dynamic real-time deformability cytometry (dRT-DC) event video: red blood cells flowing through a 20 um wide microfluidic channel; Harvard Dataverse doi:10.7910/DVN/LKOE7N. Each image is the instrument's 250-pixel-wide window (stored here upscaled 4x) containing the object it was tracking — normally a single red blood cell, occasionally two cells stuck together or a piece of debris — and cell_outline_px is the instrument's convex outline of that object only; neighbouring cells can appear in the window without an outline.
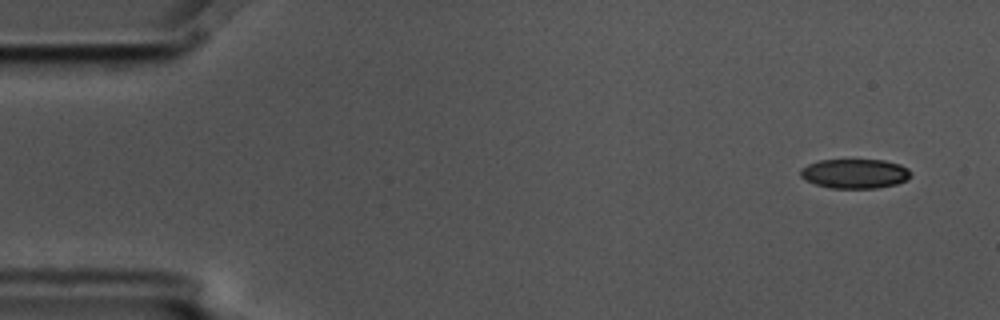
{"species": "common noctule bat (a hibernating species)", "species_latin": "Nyctalus noctula", "temperature_condition": "cold", "stored_images_in_passage": 9, "camera_frame_rate_fps": 3000, "um_per_image_px": 0.085, "animal": {"sex": "male", "body_mass_g": 17.5, "forearm_length_mm": 52.3}, "frame": {"image": 1, "passage_image": 1, "time_ms": 0.0, "image_size_px": [1000, 320], "cell_outline_px": [[912, 172], [908, 180], [896, 184], [876, 188], [828, 188], [804, 180], [800, 176], [800, 168], [808, 164], [820, 160], [884, 160], [900, 164], [908, 168]], "centroid_in_image_um": [72.66, 14.76], "position_along_channel_um": 12.3, "area_um2": 19.13}}